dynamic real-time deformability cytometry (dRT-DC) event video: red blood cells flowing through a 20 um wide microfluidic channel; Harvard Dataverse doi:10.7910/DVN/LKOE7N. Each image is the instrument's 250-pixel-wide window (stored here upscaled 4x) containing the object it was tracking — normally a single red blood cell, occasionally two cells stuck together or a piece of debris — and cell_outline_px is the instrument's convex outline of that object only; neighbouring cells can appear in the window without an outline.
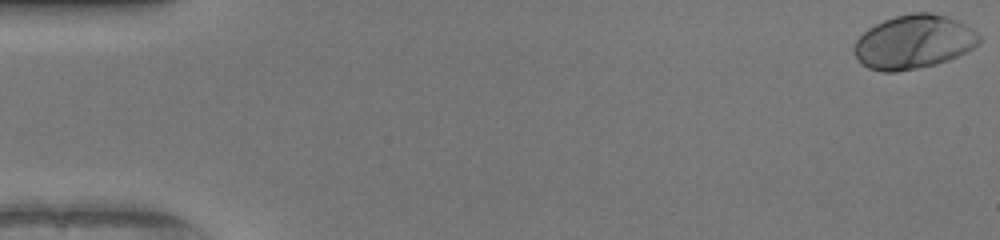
{"species": "human", "species_latin": "Homo sapiens", "temperature_condition": "warm", "stored_images_in_passage": 51, "camera_frame_rate_fps": 3000, "um_per_image_px": 0.085, "donor": {"sex": "female"}, "frame": {"image": 1, "passage_image": 1, "time_ms": 0.0, "image_size_px": [1000, 240], "cell_outline_px": [[980, 40], [972, 48], [948, 60], [936, 64], [896, 72], [884, 72], [868, 68], [852, 52], [852, 48], [856, 40], [868, 28], [884, 20], [896, 16], [912, 12], [932, 12], [948, 16], [972, 28], [980, 36]], "centroid_in_image_um": [77.64, 3.55], "position_along_channel_um": 7.4, "area_um2": 39.02}}
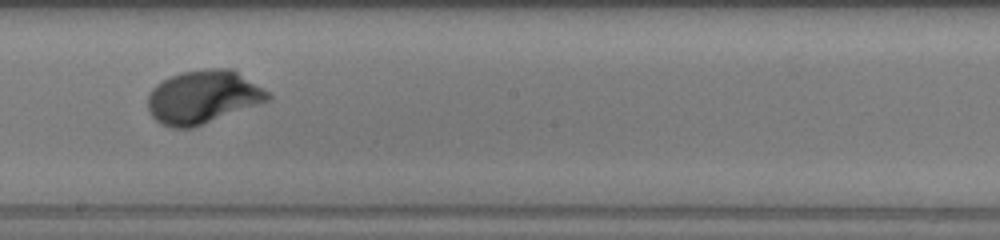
{"frame": {"image": 2, "passage_image": 29, "time_ms": 9.333, "image_size_px": [1000, 240], "cell_outline_px": [[272, 100], [192, 128], [172, 128], [160, 124], [148, 112], [148, 92], [156, 84], [180, 72], [204, 68], [232, 68], [268, 92], [272, 96]], "centroid_in_image_um": [17.25, 8.25], "position_along_channel_um": 231.0, "area_um2": 37.51}}
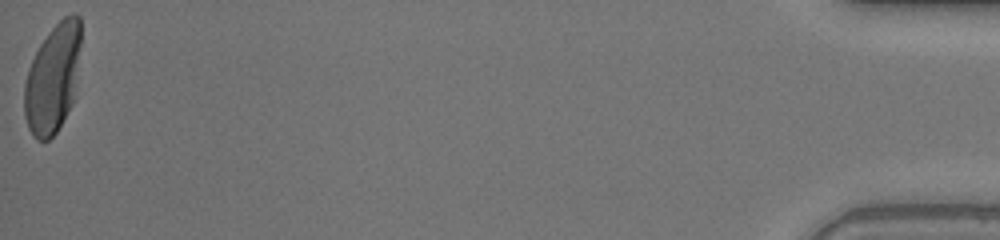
{"frame": {"image": 3, "passage_image": 51, "time_ms": 16.667, "image_size_px": [1000, 240], "cell_outline_px": [[80, 44], [76, 96], [72, 104], [56, 132], [48, 140], [36, 140], [32, 136], [28, 128], [24, 116], [24, 84], [28, 68], [40, 44], [48, 32], [64, 16], [72, 12], [76, 12], [80, 16]], "centroid_in_image_um": [4.49, 6.66], "position_along_channel_um": 430.7, "area_um2": 36.3}, "authors_computed_cell_mechanics": {"area_um2": 36.2984, "velocity_mm_per_s": 4.1093, "shape_relaxation_time_tau1_ms": 1.7945, "shape_relaxation_time_tau2_ms": null, "deformation_change_tau1": 0.1793, "deformation_change_tau2": null}}